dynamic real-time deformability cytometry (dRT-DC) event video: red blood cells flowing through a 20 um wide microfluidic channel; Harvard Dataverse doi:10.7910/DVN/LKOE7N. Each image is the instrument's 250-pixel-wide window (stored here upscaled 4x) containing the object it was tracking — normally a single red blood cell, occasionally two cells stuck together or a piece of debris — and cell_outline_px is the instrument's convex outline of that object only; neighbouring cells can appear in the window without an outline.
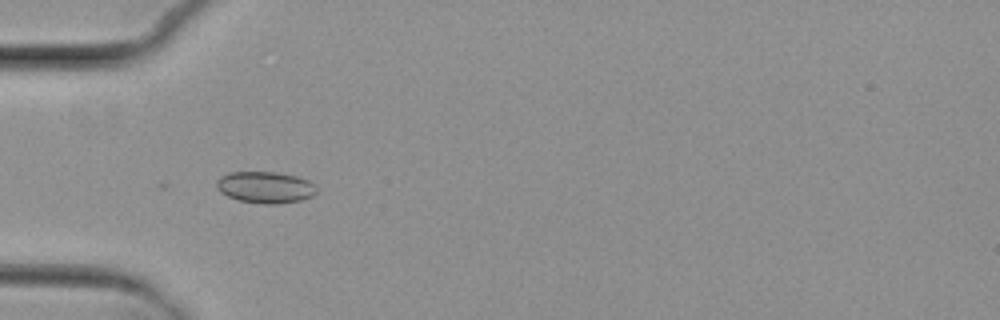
{"species": "common noctule bat (a hibernating species)", "species_latin": "Nyctalus noctula", "temperature_condition": "cold", "stored_images_in_passage": 10, "camera_frame_rate_fps": 3000, "um_per_image_px": 0.085, "animal": {"sex": "female", "body_mass_g": 29.2, "forearm_length_mm": 56.3}, "frame": {"image": 1, "passage_image": 4, "time_ms": 3.667, "image_size_px": [1000, 320], "cell_outline_px": [[316, 192], [312, 196], [300, 200], [276, 204], [264, 204], [240, 200], [228, 196], [220, 192], [216, 188], [216, 180], [220, 176], [228, 172], [276, 172], [296, 176], [308, 180], [316, 184]], "centroid_in_image_um": [22.54, 15.91], "position_along_channel_um": 62.5, "area_um2": 18.44}}
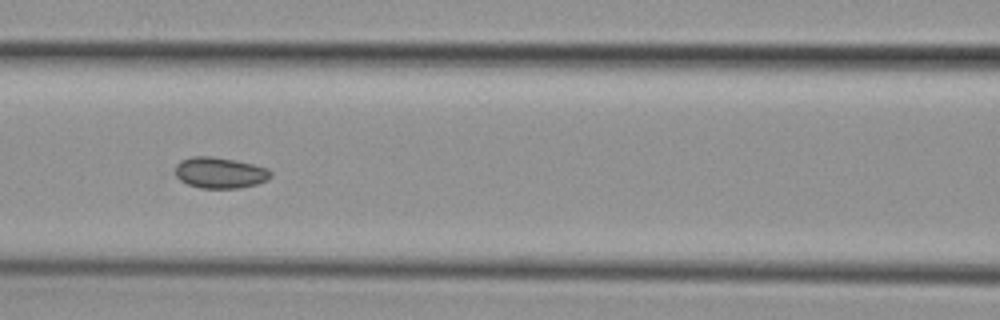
{"frame": {"image": 2, "passage_image": 6, "time_ms": 6.0, "image_size_px": [1000, 320], "cell_outline_px": [[272, 176], [268, 180], [256, 184], [240, 188], [200, 188], [188, 184], [180, 180], [176, 176], [176, 164], [180, 160], [192, 156], [212, 156], [236, 160], [268, 168], [272, 172]], "centroid_in_image_um": [18.71, 14.68], "position_along_channel_um": 147.9, "area_um2": 17.4}}
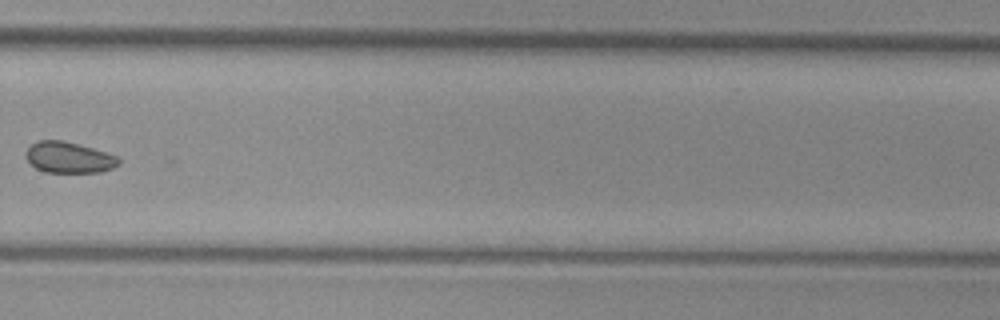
{"frame": {"image": 3, "passage_image": 10, "time_ms": 10.667, "image_size_px": [1000, 320], "cell_outline_px": [[120, 164], [112, 168], [100, 172], [44, 172], [36, 168], [28, 160], [28, 148], [32, 144], [40, 140], [64, 140], [120, 156]], "centroid_in_image_um": [5.92, 13.38], "position_along_channel_um": 323.9, "area_um2": 16.65}}